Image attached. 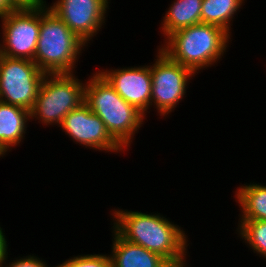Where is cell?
Instances as JSON below:
<instances>
[{
  "instance_id": "4",
  "label": "cell",
  "mask_w": 266,
  "mask_h": 267,
  "mask_svg": "<svg viewBox=\"0 0 266 267\" xmlns=\"http://www.w3.org/2000/svg\"><path fill=\"white\" fill-rule=\"evenodd\" d=\"M46 4L40 5V30L34 62L45 74L73 73L85 42Z\"/></svg>"
},
{
  "instance_id": "21",
  "label": "cell",
  "mask_w": 266,
  "mask_h": 267,
  "mask_svg": "<svg viewBox=\"0 0 266 267\" xmlns=\"http://www.w3.org/2000/svg\"><path fill=\"white\" fill-rule=\"evenodd\" d=\"M7 241L3 234L2 228L0 227V267H3V263H6L5 260L7 258Z\"/></svg>"
},
{
  "instance_id": "12",
  "label": "cell",
  "mask_w": 266,
  "mask_h": 267,
  "mask_svg": "<svg viewBox=\"0 0 266 267\" xmlns=\"http://www.w3.org/2000/svg\"><path fill=\"white\" fill-rule=\"evenodd\" d=\"M111 267H172L157 253L125 240L115 229Z\"/></svg>"
},
{
  "instance_id": "23",
  "label": "cell",
  "mask_w": 266,
  "mask_h": 267,
  "mask_svg": "<svg viewBox=\"0 0 266 267\" xmlns=\"http://www.w3.org/2000/svg\"><path fill=\"white\" fill-rule=\"evenodd\" d=\"M5 155V152L0 148V156Z\"/></svg>"
},
{
  "instance_id": "14",
  "label": "cell",
  "mask_w": 266,
  "mask_h": 267,
  "mask_svg": "<svg viewBox=\"0 0 266 267\" xmlns=\"http://www.w3.org/2000/svg\"><path fill=\"white\" fill-rule=\"evenodd\" d=\"M176 1V2H175ZM163 17L162 30L167 37L173 32L201 23L203 0H175Z\"/></svg>"
},
{
  "instance_id": "3",
  "label": "cell",
  "mask_w": 266,
  "mask_h": 267,
  "mask_svg": "<svg viewBox=\"0 0 266 267\" xmlns=\"http://www.w3.org/2000/svg\"><path fill=\"white\" fill-rule=\"evenodd\" d=\"M230 35L219 26L200 23L173 32L160 49L173 61L196 73L221 58Z\"/></svg>"
},
{
  "instance_id": "2",
  "label": "cell",
  "mask_w": 266,
  "mask_h": 267,
  "mask_svg": "<svg viewBox=\"0 0 266 267\" xmlns=\"http://www.w3.org/2000/svg\"><path fill=\"white\" fill-rule=\"evenodd\" d=\"M84 103L123 148L131 144L135 131L143 124L145 115L126 102L99 71L85 84Z\"/></svg>"
},
{
  "instance_id": "7",
  "label": "cell",
  "mask_w": 266,
  "mask_h": 267,
  "mask_svg": "<svg viewBox=\"0 0 266 267\" xmlns=\"http://www.w3.org/2000/svg\"><path fill=\"white\" fill-rule=\"evenodd\" d=\"M1 19L5 44H0V55L34 61L40 30V5L19 6Z\"/></svg>"
},
{
  "instance_id": "13",
  "label": "cell",
  "mask_w": 266,
  "mask_h": 267,
  "mask_svg": "<svg viewBox=\"0 0 266 267\" xmlns=\"http://www.w3.org/2000/svg\"><path fill=\"white\" fill-rule=\"evenodd\" d=\"M29 119V110L0 101V148L5 153L21 142Z\"/></svg>"
},
{
  "instance_id": "6",
  "label": "cell",
  "mask_w": 266,
  "mask_h": 267,
  "mask_svg": "<svg viewBox=\"0 0 266 267\" xmlns=\"http://www.w3.org/2000/svg\"><path fill=\"white\" fill-rule=\"evenodd\" d=\"M45 75L32 60L0 55V101L30 111Z\"/></svg>"
},
{
  "instance_id": "17",
  "label": "cell",
  "mask_w": 266,
  "mask_h": 267,
  "mask_svg": "<svg viewBox=\"0 0 266 267\" xmlns=\"http://www.w3.org/2000/svg\"><path fill=\"white\" fill-rule=\"evenodd\" d=\"M238 232L252 250L266 258V220H241Z\"/></svg>"
},
{
  "instance_id": "5",
  "label": "cell",
  "mask_w": 266,
  "mask_h": 267,
  "mask_svg": "<svg viewBox=\"0 0 266 267\" xmlns=\"http://www.w3.org/2000/svg\"><path fill=\"white\" fill-rule=\"evenodd\" d=\"M85 84L73 73L46 74L41 82L30 118L44 125H61L64 117L84 103Z\"/></svg>"
},
{
  "instance_id": "22",
  "label": "cell",
  "mask_w": 266,
  "mask_h": 267,
  "mask_svg": "<svg viewBox=\"0 0 266 267\" xmlns=\"http://www.w3.org/2000/svg\"><path fill=\"white\" fill-rule=\"evenodd\" d=\"M18 6H36L45 3L44 0H13Z\"/></svg>"
},
{
  "instance_id": "8",
  "label": "cell",
  "mask_w": 266,
  "mask_h": 267,
  "mask_svg": "<svg viewBox=\"0 0 266 267\" xmlns=\"http://www.w3.org/2000/svg\"><path fill=\"white\" fill-rule=\"evenodd\" d=\"M157 61L151 66V105L154 103L159 115L172 112L186 91V84L195 73L178 62L173 61L159 49ZM153 102V103H152Z\"/></svg>"
},
{
  "instance_id": "10",
  "label": "cell",
  "mask_w": 266,
  "mask_h": 267,
  "mask_svg": "<svg viewBox=\"0 0 266 267\" xmlns=\"http://www.w3.org/2000/svg\"><path fill=\"white\" fill-rule=\"evenodd\" d=\"M108 2V0H58L49 8L87 44L105 23Z\"/></svg>"
},
{
  "instance_id": "15",
  "label": "cell",
  "mask_w": 266,
  "mask_h": 267,
  "mask_svg": "<svg viewBox=\"0 0 266 267\" xmlns=\"http://www.w3.org/2000/svg\"><path fill=\"white\" fill-rule=\"evenodd\" d=\"M236 191L241 206V220H266V186L250 184Z\"/></svg>"
},
{
  "instance_id": "20",
  "label": "cell",
  "mask_w": 266,
  "mask_h": 267,
  "mask_svg": "<svg viewBox=\"0 0 266 267\" xmlns=\"http://www.w3.org/2000/svg\"><path fill=\"white\" fill-rule=\"evenodd\" d=\"M18 7L13 0H0V18L8 15Z\"/></svg>"
},
{
  "instance_id": "9",
  "label": "cell",
  "mask_w": 266,
  "mask_h": 267,
  "mask_svg": "<svg viewBox=\"0 0 266 267\" xmlns=\"http://www.w3.org/2000/svg\"><path fill=\"white\" fill-rule=\"evenodd\" d=\"M61 128L77 143L98 150L118 152L123 147L109 134L104 122L82 103L63 119Z\"/></svg>"
},
{
  "instance_id": "16",
  "label": "cell",
  "mask_w": 266,
  "mask_h": 267,
  "mask_svg": "<svg viewBox=\"0 0 266 267\" xmlns=\"http://www.w3.org/2000/svg\"><path fill=\"white\" fill-rule=\"evenodd\" d=\"M244 0H203L201 23L212 24L230 33V21Z\"/></svg>"
},
{
  "instance_id": "19",
  "label": "cell",
  "mask_w": 266,
  "mask_h": 267,
  "mask_svg": "<svg viewBox=\"0 0 266 267\" xmlns=\"http://www.w3.org/2000/svg\"><path fill=\"white\" fill-rule=\"evenodd\" d=\"M14 262L9 263L7 267H47L45 262H42L39 258L34 256H26L19 260H13Z\"/></svg>"
},
{
  "instance_id": "11",
  "label": "cell",
  "mask_w": 266,
  "mask_h": 267,
  "mask_svg": "<svg viewBox=\"0 0 266 267\" xmlns=\"http://www.w3.org/2000/svg\"><path fill=\"white\" fill-rule=\"evenodd\" d=\"M129 104L134 105L143 114L151 106V66L121 68L99 72Z\"/></svg>"
},
{
  "instance_id": "18",
  "label": "cell",
  "mask_w": 266,
  "mask_h": 267,
  "mask_svg": "<svg viewBox=\"0 0 266 267\" xmlns=\"http://www.w3.org/2000/svg\"><path fill=\"white\" fill-rule=\"evenodd\" d=\"M56 267H111V258L101 254L79 255Z\"/></svg>"
},
{
  "instance_id": "1",
  "label": "cell",
  "mask_w": 266,
  "mask_h": 267,
  "mask_svg": "<svg viewBox=\"0 0 266 267\" xmlns=\"http://www.w3.org/2000/svg\"><path fill=\"white\" fill-rule=\"evenodd\" d=\"M113 216V227L125 240L157 253L172 267L185 266L187 239L178 225L160 214L115 209Z\"/></svg>"
}]
</instances>
